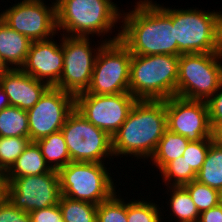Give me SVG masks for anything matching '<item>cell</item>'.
Instances as JSON below:
<instances>
[{
    "label": "cell",
    "instance_id": "40",
    "mask_svg": "<svg viewBox=\"0 0 222 222\" xmlns=\"http://www.w3.org/2000/svg\"><path fill=\"white\" fill-rule=\"evenodd\" d=\"M219 196H220V204H222V188L219 191Z\"/></svg>",
    "mask_w": 222,
    "mask_h": 222
},
{
    "label": "cell",
    "instance_id": "9",
    "mask_svg": "<svg viewBox=\"0 0 222 222\" xmlns=\"http://www.w3.org/2000/svg\"><path fill=\"white\" fill-rule=\"evenodd\" d=\"M132 54L120 41L106 42L97 55L91 82L86 92L113 95L129 92Z\"/></svg>",
    "mask_w": 222,
    "mask_h": 222
},
{
    "label": "cell",
    "instance_id": "36",
    "mask_svg": "<svg viewBox=\"0 0 222 222\" xmlns=\"http://www.w3.org/2000/svg\"><path fill=\"white\" fill-rule=\"evenodd\" d=\"M8 196V179L6 172L0 171V203L4 202Z\"/></svg>",
    "mask_w": 222,
    "mask_h": 222
},
{
    "label": "cell",
    "instance_id": "34",
    "mask_svg": "<svg viewBox=\"0 0 222 222\" xmlns=\"http://www.w3.org/2000/svg\"><path fill=\"white\" fill-rule=\"evenodd\" d=\"M31 222H64L59 204L29 212Z\"/></svg>",
    "mask_w": 222,
    "mask_h": 222
},
{
    "label": "cell",
    "instance_id": "19",
    "mask_svg": "<svg viewBox=\"0 0 222 222\" xmlns=\"http://www.w3.org/2000/svg\"><path fill=\"white\" fill-rule=\"evenodd\" d=\"M52 168L45 162L40 147L36 142H30L16 162L6 172L7 178L36 176L49 173Z\"/></svg>",
    "mask_w": 222,
    "mask_h": 222
},
{
    "label": "cell",
    "instance_id": "20",
    "mask_svg": "<svg viewBox=\"0 0 222 222\" xmlns=\"http://www.w3.org/2000/svg\"><path fill=\"white\" fill-rule=\"evenodd\" d=\"M189 142L167 128L150 159L160 171L167 163L182 156Z\"/></svg>",
    "mask_w": 222,
    "mask_h": 222
},
{
    "label": "cell",
    "instance_id": "7",
    "mask_svg": "<svg viewBox=\"0 0 222 222\" xmlns=\"http://www.w3.org/2000/svg\"><path fill=\"white\" fill-rule=\"evenodd\" d=\"M105 163L74 162L58 170L62 196L99 205L116 192Z\"/></svg>",
    "mask_w": 222,
    "mask_h": 222
},
{
    "label": "cell",
    "instance_id": "12",
    "mask_svg": "<svg viewBox=\"0 0 222 222\" xmlns=\"http://www.w3.org/2000/svg\"><path fill=\"white\" fill-rule=\"evenodd\" d=\"M74 109V95L50 86L40 100L27 111L31 142L60 131Z\"/></svg>",
    "mask_w": 222,
    "mask_h": 222
},
{
    "label": "cell",
    "instance_id": "4",
    "mask_svg": "<svg viewBox=\"0 0 222 222\" xmlns=\"http://www.w3.org/2000/svg\"><path fill=\"white\" fill-rule=\"evenodd\" d=\"M118 10L111 0H58L57 31L64 30L67 36L81 37L107 34L122 16Z\"/></svg>",
    "mask_w": 222,
    "mask_h": 222
},
{
    "label": "cell",
    "instance_id": "22",
    "mask_svg": "<svg viewBox=\"0 0 222 222\" xmlns=\"http://www.w3.org/2000/svg\"><path fill=\"white\" fill-rule=\"evenodd\" d=\"M196 180L219 191L222 188V146L215 140L209 146Z\"/></svg>",
    "mask_w": 222,
    "mask_h": 222
},
{
    "label": "cell",
    "instance_id": "29",
    "mask_svg": "<svg viewBox=\"0 0 222 222\" xmlns=\"http://www.w3.org/2000/svg\"><path fill=\"white\" fill-rule=\"evenodd\" d=\"M116 194L97 205L96 222H128L127 203Z\"/></svg>",
    "mask_w": 222,
    "mask_h": 222
},
{
    "label": "cell",
    "instance_id": "24",
    "mask_svg": "<svg viewBox=\"0 0 222 222\" xmlns=\"http://www.w3.org/2000/svg\"><path fill=\"white\" fill-rule=\"evenodd\" d=\"M59 208L64 222H96L97 205L87 201L60 197Z\"/></svg>",
    "mask_w": 222,
    "mask_h": 222
},
{
    "label": "cell",
    "instance_id": "28",
    "mask_svg": "<svg viewBox=\"0 0 222 222\" xmlns=\"http://www.w3.org/2000/svg\"><path fill=\"white\" fill-rule=\"evenodd\" d=\"M30 142L29 137L0 136V169L7 172Z\"/></svg>",
    "mask_w": 222,
    "mask_h": 222
},
{
    "label": "cell",
    "instance_id": "35",
    "mask_svg": "<svg viewBox=\"0 0 222 222\" xmlns=\"http://www.w3.org/2000/svg\"><path fill=\"white\" fill-rule=\"evenodd\" d=\"M198 222H222V204L201 212Z\"/></svg>",
    "mask_w": 222,
    "mask_h": 222
},
{
    "label": "cell",
    "instance_id": "3",
    "mask_svg": "<svg viewBox=\"0 0 222 222\" xmlns=\"http://www.w3.org/2000/svg\"><path fill=\"white\" fill-rule=\"evenodd\" d=\"M179 56L132 55L129 92L137 100H166L176 96Z\"/></svg>",
    "mask_w": 222,
    "mask_h": 222
},
{
    "label": "cell",
    "instance_id": "30",
    "mask_svg": "<svg viewBox=\"0 0 222 222\" xmlns=\"http://www.w3.org/2000/svg\"><path fill=\"white\" fill-rule=\"evenodd\" d=\"M153 202L135 200L127 203L128 222H161V208Z\"/></svg>",
    "mask_w": 222,
    "mask_h": 222
},
{
    "label": "cell",
    "instance_id": "18",
    "mask_svg": "<svg viewBox=\"0 0 222 222\" xmlns=\"http://www.w3.org/2000/svg\"><path fill=\"white\" fill-rule=\"evenodd\" d=\"M31 43L29 38L11 29L0 18V56L8 68L20 69L23 66Z\"/></svg>",
    "mask_w": 222,
    "mask_h": 222
},
{
    "label": "cell",
    "instance_id": "15",
    "mask_svg": "<svg viewBox=\"0 0 222 222\" xmlns=\"http://www.w3.org/2000/svg\"><path fill=\"white\" fill-rule=\"evenodd\" d=\"M167 128L188 141L214 137L206 101L172 96L165 100Z\"/></svg>",
    "mask_w": 222,
    "mask_h": 222
},
{
    "label": "cell",
    "instance_id": "5",
    "mask_svg": "<svg viewBox=\"0 0 222 222\" xmlns=\"http://www.w3.org/2000/svg\"><path fill=\"white\" fill-rule=\"evenodd\" d=\"M177 56L222 51V13L172 9Z\"/></svg>",
    "mask_w": 222,
    "mask_h": 222
},
{
    "label": "cell",
    "instance_id": "26",
    "mask_svg": "<svg viewBox=\"0 0 222 222\" xmlns=\"http://www.w3.org/2000/svg\"><path fill=\"white\" fill-rule=\"evenodd\" d=\"M162 179L169 186H183L196 180L197 173L188 165L183 156L167 163L161 170ZM173 181V182H172ZM172 184V185H171Z\"/></svg>",
    "mask_w": 222,
    "mask_h": 222
},
{
    "label": "cell",
    "instance_id": "1",
    "mask_svg": "<svg viewBox=\"0 0 222 222\" xmlns=\"http://www.w3.org/2000/svg\"><path fill=\"white\" fill-rule=\"evenodd\" d=\"M134 10L122 14L120 41L132 55L177 56V42L172 25V9L141 0Z\"/></svg>",
    "mask_w": 222,
    "mask_h": 222
},
{
    "label": "cell",
    "instance_id": "13",
    "mask_svg": "<svg viewBox=\"0 0 222 222\" xmlns=\"http://www.w3.org/2000/svg\"><path fill=\"white\" fill-rule=\"evenodd\" d=\"M52 4L47 6L43 0H23L1 12L0 18L31 41L47 40L57 33L56 4Z\"/></svg>",
    "mask_w": 222,
    "mask_h": 222
},
{
    "label": "cell",
    "instance_id": "2",
    "mask_svg": "<svg viewBox=\"0 0 222 222\" xmlns=\"http://www.w3.org/2000/svg\"><path fill=\"white\" fill-rule=\"evenodd\" d=\"M167 129L165 100H137L112 136L114 156L149 158Z\"/></svg>",
    "mask_w": 222,
    "mask_h": 222
},
{
    "label": "cell",
    "instance_id": "25",
    "mask_svg": "<svg viewBox=\"0 0 222 222\" xmlns=\"http://www.w3.org/2000/svg\"><path fill=\"white\" fill-rule=\"evenodd\" d=\"M170 195V210L172 214L178 218L179 222H198L200 213L196 208L191 196L183 186H169Z\"/></svg>",
    "mask_w": 222,
    "mask_h": 222
},
{
    "label": "cell",
    "instance_id": "21",
    "mask_svg": "<svg viewBox=\"0 0 222 222\" xmlns=\"http://www.w3.org/2000/svg\"><path fill=\"white\" fill-rule=\"evenodd\" d=\"M36 143L50 168L58 171L61 167L71 162L61 130L39 139Z\"/></svg>",
    "mask_w": 222,
    "mask_h": 222
},
{
    "label": "cell",
    "instance_id": "31",
    "mask_svg": "<svg viewBox=\"0 0 222 222\" xmlns=\"http://www.w3.org/2000/svg\"><path fill=\"white\" fill-rule=\"evenodd\" d=\"M213 141L214 137H210L204 140L188 143L182 156L196 173L201 169L209 150V146Z\"/></svg>",
    "mask_w": 222,
    "mask_h": 222
},
{
    "label": "cell",
    "instance_id": "16",
    "mask_svg": "<svg viewBox=\"0 0 222 222\" xmlns=\"http://www.w3.org/2000/svg\"><path fill=\"white\" fill-rule=\"evenodd\" d=\"M51 39L32 41L23 66V72L55 87L63 72V47ZM46 79V80H45Z\"/></svg>",
    "mask_w": 222,
    "mask_h": 222
},
{
    "label": "cell",
    "instance_id": "14",
    "mask_svg": "<svg viewBox=\"0 0 222 222\" xmlns=\"http://www.w3.org/2000/svg\"><path fill=\"white\" fill-rule=\"evenodd\" d=\"M8 179L7 199L17 208L31 212L59 204L61 197L57 170L36 176Z\"/></svg>",
    "mask_w": 222,
    "mask_h": 222
},
{
    "label": "cell",
    "instance_id": "23",
    "mask_svg": "<svg viewBox=\"0 0 222 222\" xmlns=\"http://www.w3.org/2000/svg\"><path fill=\"white\" fill-rule=\"evenodd\" d=\"M0 136L29 137L27 111L11 105L1 110Z\"/></svg>",
    "mask_w": 222,
    "mask_h": 222
},
{
    "label": "cell",
    "instance_id": "6",
    "mask_svg": "<svg viewBox=\"0 0 222 222\" xmlns=\"http://www.w3.org/2000/svg\"><path fill=\"white\" fill-rule=\"evenodd\" d=\"M220 59L222 51L181 54L178 62L176 96L207 101L222 84Z\"/></svg>",
    "mask_w": 222,
    "mask_h": 222
},
{
    "label": "cell",
    "instance_id": "33",
    "mask_svg": "<svg viewBox=\"0 0 222 222\" xmlns=\"http://www.w3.org/2000/svg\"><path fill=\"white\" fill-rule=\"evenodd\" d=\"M0 222H31L28 212L15 207L8 199L0 203Z\"/></svg>",
    "mask_w": 222,
    "mask_h": 222
},
{
    "label": "cell",
    "instance_id": "8",
    "mask_svg": "<svg viewBox=\"0 0 222 222\" xmlns=\"http://www.w3.org/2000/svg\"><path fill=\"white\" fill-rule=\"evenodd\" d=\"M117 36L107 41L103 40L95 51L90 47L89 37L67 36L63 34L61 39L63 47V72L58 84L55 86L74 96L86 92L89 88L95 61L99 50L106 42L120 39ZM94 51V52H93Z\"/></svg>",
    "mask_w": 222,
    "mask_h": 222
},
{
    "label": "cell",
    "instance_id": "38",
    "mask_svg": "<svg viewBox=\"0 0 222 222\" xmlns=\"http://www.w3.org/2000/svg\"><path fill=\"white\" fill-rule=\"evenodd\" d=\"M214 140L222 146V124L213 131Z\"/></svg>",
    "mask_w": 222,
    "mask_h": 222
},
{
    "label": "cell",
    "instance_id": "27",
    "mask_svg": "<svg viewBox=\"0 0 222 222\" xmlns=\"http://www.w3.org/2000/svg\"><path fill=\"white\" fill-rule=\"evenodd\" d=\"M188 191L199 213L216 207L220 204L219 190L193 180L183 185Z\"/></svg>",
    "mask_w": 222,
    "mask_h": 222
},
{
    "label": "cell",
    "instance_id": "37",
    "mask_svg": "<svg viewBox=\"0 0 222 222\" xmlns=\"http://www.w3.org/2000/svg\"><path fill=\"white\" fill-rule=\"evenodd\" d=\"M8 106H10L8 96L6 95L5 91L2 89V86L0 85V111Z\"/></svg>",
    "mask_w": 222,
    "mask_h": 222
},
{
    "label": "cell",
    "instance_id": "10",
    "mask_svg": "<svg viewBox=\"0 0 222 222\" xmlns=\"http://www.w3.org/2000/svg\"><path fill=\"white\" fill-rule=\"evenodd\" d=\"M61 132L71 161L104 163V158L114 156L112 137L95 127L76 109L68 115Z\"/></svg>",
    "mask_w": 222,
    "mask_h": 222
},
{
    "label": "cell",
    "instance_id": "17",
    "mask_svg": "<svg viewBox=\"0 0 222 222\" xmlns=\"http://www.w3.org/2000/svg\"><path fill=\"white\" fill-rule=\"evenodd\" d=\"M0 85L8 96L11 106L28 111L50 87L21 69H9L0 75Z\"/></svg>",
    "mask_w": 222,
    "mask_h": 222
},
{
    "label": "cell",
    "instance_id": "39",
    "mask_svg": "<svg viewBox=\"0 0 222 222\" xmlns=\"http://www.w3.org/2000/svg\"><path fill=\"white\" fill-rule=\"evenodd\" d=\"M10 68H8L4 61L2 60L1 56H0V75L3 73V72H6L8 71Z\"/></svg>",
    "mask_w": 222,
    "mask_h": 222
},
{
    "label": "cell",
    "instance_id": "11",
    "mask_svg": "<svg viewBox=\"0 0 222 222\" xmlns=\"http://www.w3.org/2000/svg\"><path fill=\"white\" fill-rule=\"evenodd\" d=\"M136 101L130 92L113 95L80 93L75 96V109L112 137L125 122Z\"/></svg>",
    "mask_w": 222,
    "mask_h": 222
},
{
    "label": "cell",
    "instance_id": "32",
    "mask_svg": "<svg viewBox=\"0 0 222 222\" xmlns=\"http://www.w3.org/2000/svg\"><path fill=\"white\" fill-rule=\"evenodd\" d=\"M209 122L213 131L222 124V84L220 88L206 101Z\"/></svg>",
    "mask_w": 222,
    "mask_h": 222
}]
</instances>
